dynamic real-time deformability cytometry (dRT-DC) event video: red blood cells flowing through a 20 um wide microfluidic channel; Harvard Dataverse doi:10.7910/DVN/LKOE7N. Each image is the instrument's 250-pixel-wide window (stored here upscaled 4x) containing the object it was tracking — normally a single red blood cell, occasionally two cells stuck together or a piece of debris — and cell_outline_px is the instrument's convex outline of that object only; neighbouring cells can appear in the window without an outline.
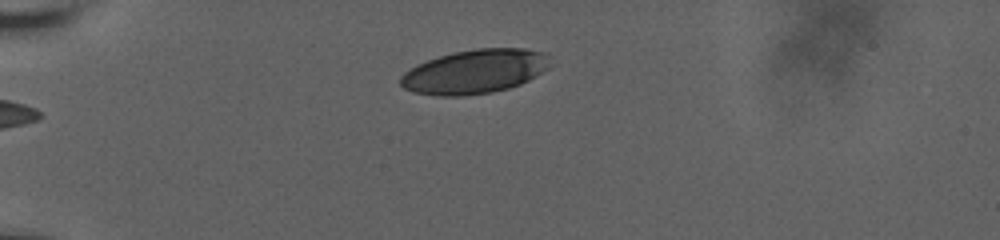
{"species": "human", "species_latin": "Homo sapiens", "temperature_condition": "room temperature", "stored_images_in_passage": 3, "camera_frame_rate_fps": 3000, "um_per_image_px": 0.085, "donor": {"sex": "male"}, "frame": {"image": 1, "passage_image": 1, "time_ms": 0.0, "image_size_px": [1000, 240], "cell_outline_px": [[552, 64], [548, 68], [528, 80], [520, 84], [508, 88], [492, 92], [464, 96], [436, 96], [412, 92], [404, 88], [400, 84], [400, 76], [404, 72], [428, 60], [452, 52], [476, 48], [524, 48], [544, 52]], "centroid_in_image_um": [40.36, 6.08], "position_along_channel_um": 44.6, "area_um2": 38.44}}